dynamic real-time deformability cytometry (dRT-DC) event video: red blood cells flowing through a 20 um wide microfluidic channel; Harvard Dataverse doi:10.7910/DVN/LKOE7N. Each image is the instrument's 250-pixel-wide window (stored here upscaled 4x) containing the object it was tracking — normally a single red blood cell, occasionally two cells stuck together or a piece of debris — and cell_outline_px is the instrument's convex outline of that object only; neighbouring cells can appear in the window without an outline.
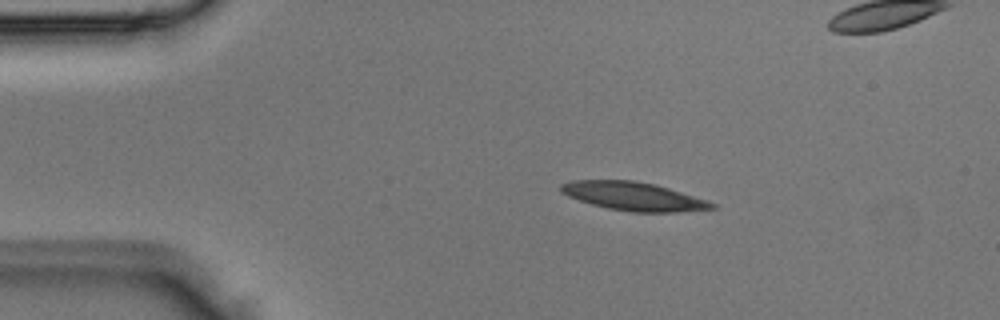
{"species": "Egyptian fruit bat (a non-hibernating species)", "species_latin": "Rousettus aegyptiacus", "temperature_condition": "room temperature", "stored_images_in_passage": 3, "camera_frame_rate_fps": 3000, "um_per_image_px": 0.085, "animal": {"sex": "male"}, "frame": {"image": 1, "passage_image": 1, "time_ms": 0.0, "image_size_px": [1000, 320], "cell_outline_px": [[716, 208], [676, 212], [632, 212], [608, 208], [592, 204], [568, 196], [560, 192], [560, 184], [572, 180], [636, 180], [656, 184], [708, 200], [716, 204]], "centroid_in_image_um": [53.85, 16.67], "position_along_channel_um": 31.1, "area_um2": 25.09}}